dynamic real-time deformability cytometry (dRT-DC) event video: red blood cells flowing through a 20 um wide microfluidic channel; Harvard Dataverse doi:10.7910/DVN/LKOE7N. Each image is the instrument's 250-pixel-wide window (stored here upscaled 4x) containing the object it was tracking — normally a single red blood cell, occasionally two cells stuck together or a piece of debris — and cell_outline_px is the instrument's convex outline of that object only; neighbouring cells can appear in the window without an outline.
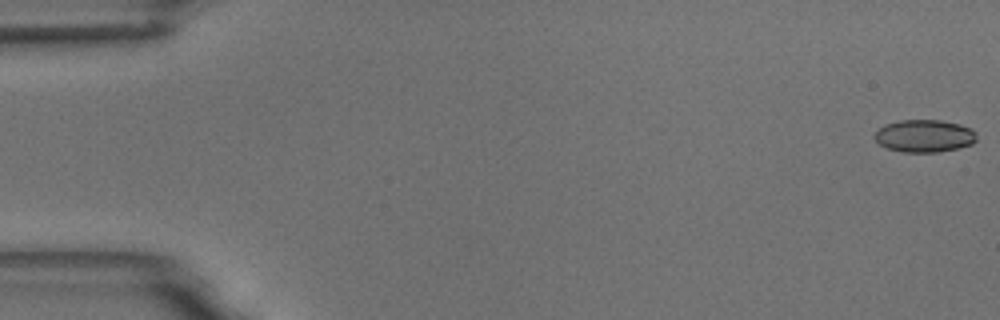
{"species": "common noctule bat (a hibernating species)", "species_latin": "Nyctalus noctula", "temperature_condition": "room temperature", "stored_images_in_passage": 48, "camera_frame_rate_fps": 3000, "um_per_image_px": 0.085, "animal": {"sex": "male", "body_mass_g": 18.8}, "frame": {"image": 1, "passage_image": 1, "time_ms": 0.0, "image_size_px": [1000, 320], "cell_outline_px": [[976, 140], [972, 144], [960, 148], [940, 152], [904, 152], [888, 148], [880, 144], [872, 136], [884, 124], [900, 120], [940, 120], [960, 124], [976, 132]], "centroid_in_image_um": [78.58, 11.55], "position_along_channel_um": 6.4, "area_um2": 19.36}}
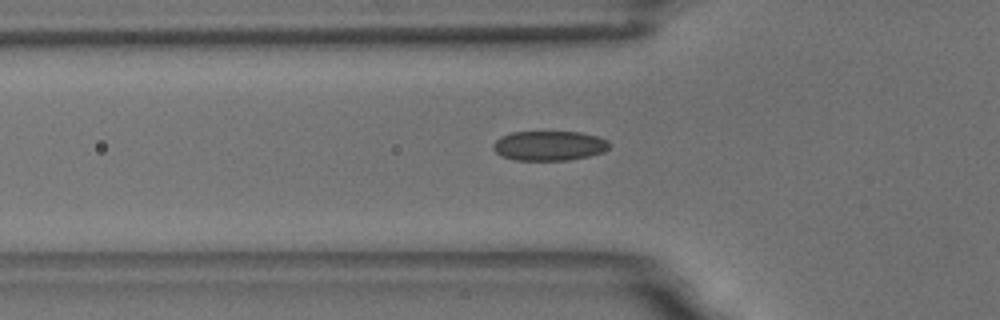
{"frame": {"image": 2, "passage_image": 20, "time_ms": 6.333, "image_size_px": [1000, 320], "cell_outline_px": [[608, 148], [604, 152], [588, 156], [568, 160], [516, 160], [500, 156], [492, 148], [492, 144], [500, 136], [512, 132], [580, 132], [596, 136], [608, 140]], "centroid_in_image_um": [46.64, 12.38], "position_along_channel_um": 79.2, "area_um2": 20.11}}
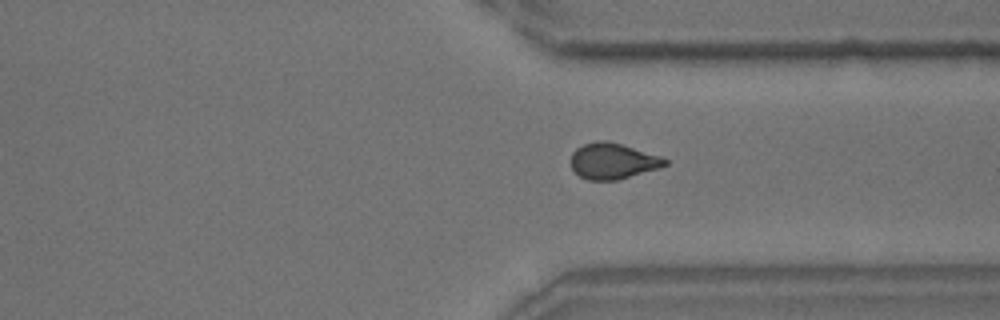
{"frame": {"image": 3, "passage_image": 44, "time_ms": 14.333, "image_size_px": [1000, 320], "cell_outline_px": [[668, 164], [660, 168], [616, 180], [588, 180], [580, 176], [572, 168], [572, 152], [576, 148], [584, 144], [596, 140], [604, 140], [620, 144], [660, 156], [668, 160]], "centroid_in_image_um": [52.09, 13.69], "position_along_channel_um": 359.3, "area_um2": 19.48}, "authors_computed_cell_mechanics": {"area_um2": 19.9988, "velocity_mm_per_s": 3.4904, "shape_relaxation_time_tau1_ms": 5.5026, "shape_relaxation_time_tau2_ms": 1.5538, "deformation_change_tau1": 0.1283, "deformation_change_tau2": 0.0701}}